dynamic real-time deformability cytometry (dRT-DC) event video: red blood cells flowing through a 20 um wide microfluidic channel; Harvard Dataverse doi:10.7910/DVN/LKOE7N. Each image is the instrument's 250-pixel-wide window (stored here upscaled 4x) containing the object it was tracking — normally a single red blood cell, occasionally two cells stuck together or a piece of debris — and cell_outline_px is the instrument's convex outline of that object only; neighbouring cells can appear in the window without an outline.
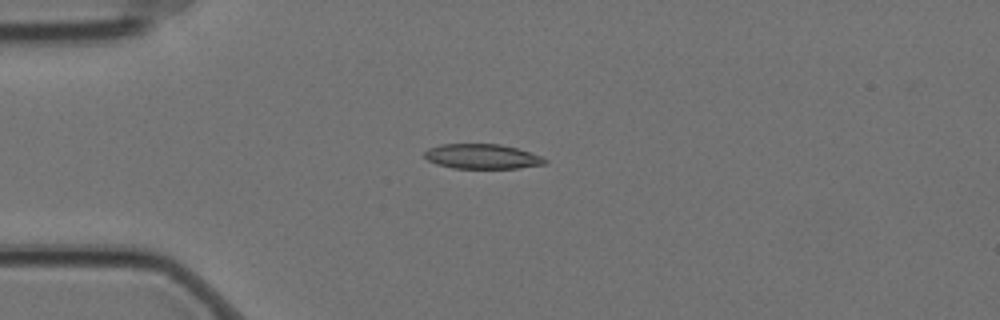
{"species": "Egyptian fruit bat (a non-hibernating species)", "species_latin": "Rousettus aegyptiacus", "temperature_condition": "cold", "stored_images_in_passage": 15, "camera_frame_rate_fps": 3000, "um_per_image_px": 0.085, "animal": {"sex": "female"}, "frame": {"image": 1, "passage_image": 4, "time_ms": 1.0, "image_size_px": [1000, 320], "cell_outline_px": [[548, 164], [520, 168], [452, 168], [436, 164], [428, 160], [424, 156], [424, 152], [428, 148], [440, 144], [500, 144], [516, 148], [540, 156], [548, 160]], "centroid_in_image_um": [40.98, 13.3], "position_along_channel_um": 44.0, "area_um2": 17.46}}
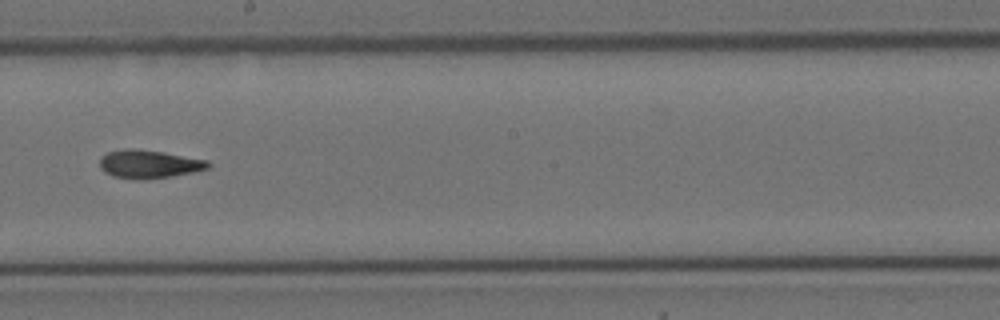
{"frame": {"image": 2, "passage_image": 9, "time_ms": 2.667, "image_size_px": [1000, 320], "cell_outline_px": [[212, 164], [208, 168], [196, 172], [172, 176], [144, 180], [140, 180], [112, 176], [104, 172], [100, 168], [100, 156], [108, 152], [124, 148], [132, 148], [164, 152], [208, 160]], "centroid_in_image_um": [12.66, 13.95], "position_along_channel_um": 235.5, "area_um2": 18.15}}
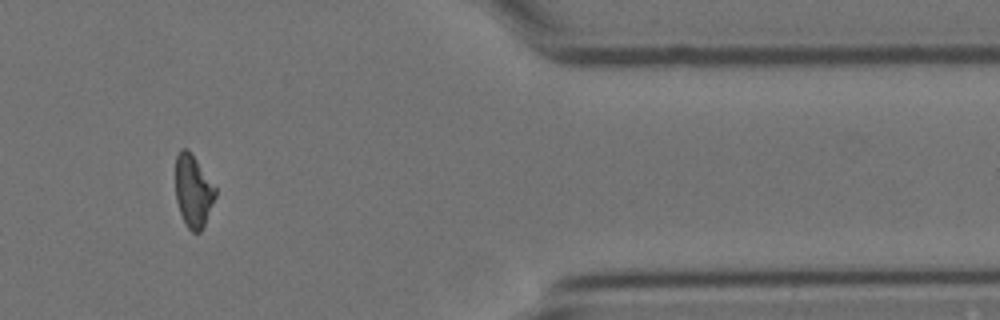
{"frame": {"image": 3, "passage_image": 13, "time_ms": 4.0, "image_size_px": [1000, 320], "cell_outline_px": [[216, 196], [204, 224], [200, 232], [192, 232], [188, 228], [180, 212], [176, 200], [176, 156], [180, 148], [188, 148], [216, 188]], "centroid_in_image_um": [16.41, 16.21], "position_along_channel_um": 395.0, "area_um2": 16.59}}